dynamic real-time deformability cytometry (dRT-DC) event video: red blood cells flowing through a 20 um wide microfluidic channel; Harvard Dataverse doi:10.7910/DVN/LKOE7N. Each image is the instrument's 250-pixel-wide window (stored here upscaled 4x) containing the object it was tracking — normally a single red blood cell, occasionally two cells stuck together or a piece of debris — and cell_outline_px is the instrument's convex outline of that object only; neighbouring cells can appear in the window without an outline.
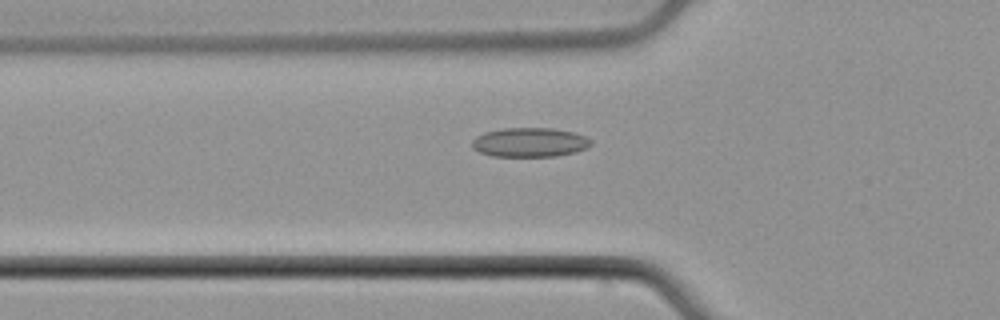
{"species": "common noctule bat (a hibernating species)", "species_latin": "Nyctalus noctula", "temperature_condition": "cold", "stored_images_in_passage": 52, "camera_frame_rate_fps": 3000, "um_per_image_px": 0.085, "animal": {"sex": "male", "body_mass_g": 21.5, "forearm_length_mm": 52.0}, "frame": {"image": 1, "passage_image": 18, "time_ms": 5.667, "image_size_px": [1000, 320], "cell_outline_px": [[592, 144], [576, 152], [556, 156], [492, 156], [480, 152], [472, 148], [472, 140], [476, 136], [484, 132], [504, 128], [552, 128], [572, 132], [584, 136], [592, 140]], "centroid_in_image_um": [45.0, 12.09], "position_along_channel_um": 80.8, "area_um2": 20.23}}
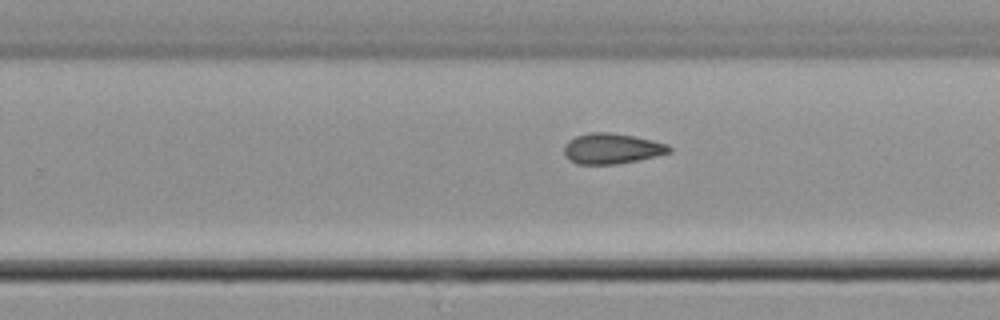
{"frame": {"image": 2, "passage_image": 33, "time_ms": 10.667, "image_size_px": [1000, 320], "cell_outline_px": [[672, 152], [656, 156], [616, 164], [576, 164], [568, 160], [564, 156], [564, 144], [568, 140], [576, 136], [592, 132], [608, 132], [632, 136], [652, 140], [668, 144], [672, 148]], "centroid_in_image_um": [51.98, 12.63], "position_along_channel_um": 277.8, "area_um2": 18.73}}
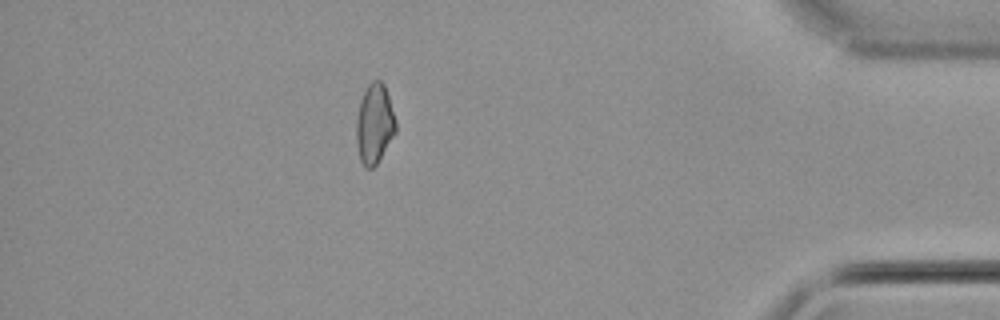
{"frame": {"image": 3, "passage_image": 46, "time_ms": 15.0, "image_size_px": [1000, 320], "cell_outline_px": [[396, 132], [376, 164], [372, 168], [364, 168], [360, 160], [356, 144], [356, 120], [360, 100], [368, 84], [372, 80], [380, 80], [384, 84], [396, 120]], "centroid_in_image_um": [31.81, 10.53], "position_along_channel_um": 403.4, "area_um2": 18.32}}